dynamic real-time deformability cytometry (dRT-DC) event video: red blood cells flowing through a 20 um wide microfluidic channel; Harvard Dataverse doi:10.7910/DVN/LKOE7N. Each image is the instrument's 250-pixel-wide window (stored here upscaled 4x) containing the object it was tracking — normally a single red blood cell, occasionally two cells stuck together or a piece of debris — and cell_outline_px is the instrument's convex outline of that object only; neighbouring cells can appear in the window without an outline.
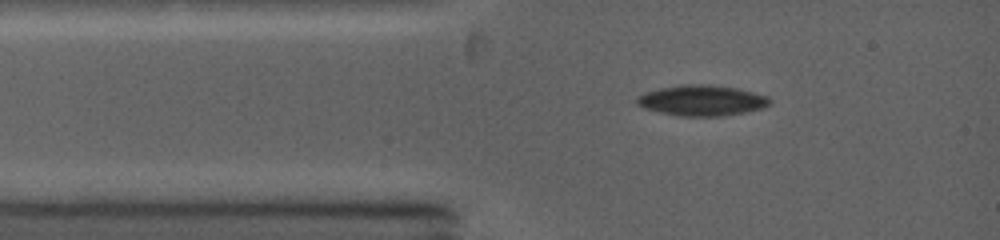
{"species": "common noctule bat (a hibernating species)", "species_latin": "Nyctalus noctula", "temperature_condition": "warm", "stored_images_in_passage": 4, "camera_frame_rate_fps": 5000, "um_per_image_px": 0.085, "animal": {"sex": "female", "body_mass_g": 19.0, "forearm_length_mm": 53.3}, "frame": {"image": 1, "passage_image": 1, "time_ms": 0.0, "image_size_px": [1000, 240], "cell_outline_px": [[772, 104], [764, 108], [744, 112], [720, 116], [676, 116], [644, 108], [636, 104], [636, 96], [644, 92], [660, 88], [680, 84], [708, 84], [736, 88], [768, 96], [772, 100]], "centroid_in_image_um": [59.65, 8.53], "position_along_channel_um": 25.4, "area_um2": 23.93}}
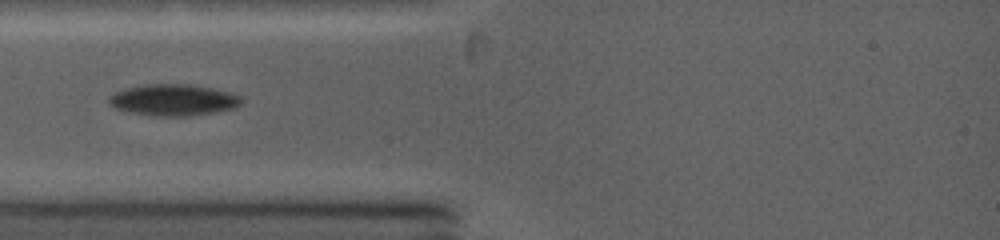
{"frame": {"image": 2, "passage_image": 3, "time_ms": 1.4, "image_size_px": [1000, 240], "cell_outline_px": [[244, 100], [240, 104], [232, 108], [216, 112], [188, 116], [152, 116], [132, 112], [116, 108], [108, 104], [108, 96], [116, 92], [128, 88], [144, 84], [192, 84], [212, 88], [228, 92], [240, 96]], "centroid_in_image_um": [14.73, 8.49], "position_along_channel_um": 70.3, "area_um2": 24.22}}